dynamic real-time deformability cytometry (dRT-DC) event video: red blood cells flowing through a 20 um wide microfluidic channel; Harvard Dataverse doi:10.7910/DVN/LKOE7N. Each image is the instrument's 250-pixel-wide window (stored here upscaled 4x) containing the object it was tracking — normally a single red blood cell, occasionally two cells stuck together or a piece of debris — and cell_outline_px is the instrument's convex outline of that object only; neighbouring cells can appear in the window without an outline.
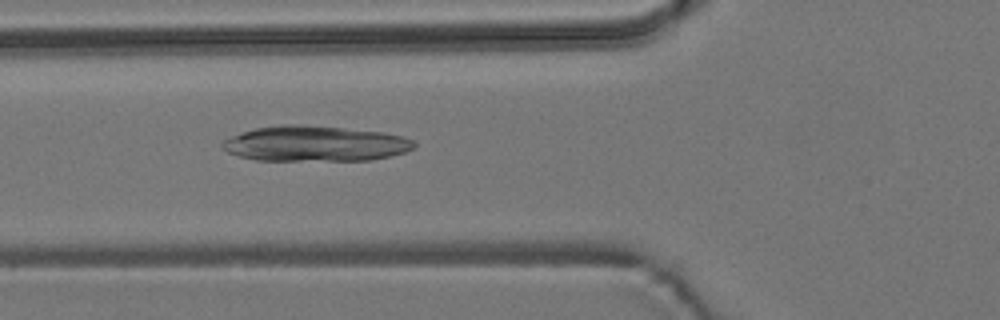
{"species": "common noctule bat (a hibernating species)", "species_latin": "Nyctalus noctula", "temperature_condition": "room temperature", "stored_images_in_passage": 6, "camera_frame_rate_fps": 3000, "um_per_image_px": 0.085, "animal": {"sex": "male", "body_mass_g": 19.2, "forearm_length_mm": 51.8}, "frame": {"image": 1, "passage_image": 6, "time_ms": 5.667, "image_size_px": [1000, 320], "cell_outline_px": [[416, 144], [412, 148], [404, 152], [392, 156], [372, 160], [256, 160], [240, 156], [228, 152], [220, 144], [224, 140], [232, 136], [256, 128], [280, 124], [296, 124], [344, 128], [380, 132], [404, 136], [416, 140]], "centroid_in_image_um": [26.82, 12.21], "position_along_channel_um": 99.0, "area_um2": 39.48}}